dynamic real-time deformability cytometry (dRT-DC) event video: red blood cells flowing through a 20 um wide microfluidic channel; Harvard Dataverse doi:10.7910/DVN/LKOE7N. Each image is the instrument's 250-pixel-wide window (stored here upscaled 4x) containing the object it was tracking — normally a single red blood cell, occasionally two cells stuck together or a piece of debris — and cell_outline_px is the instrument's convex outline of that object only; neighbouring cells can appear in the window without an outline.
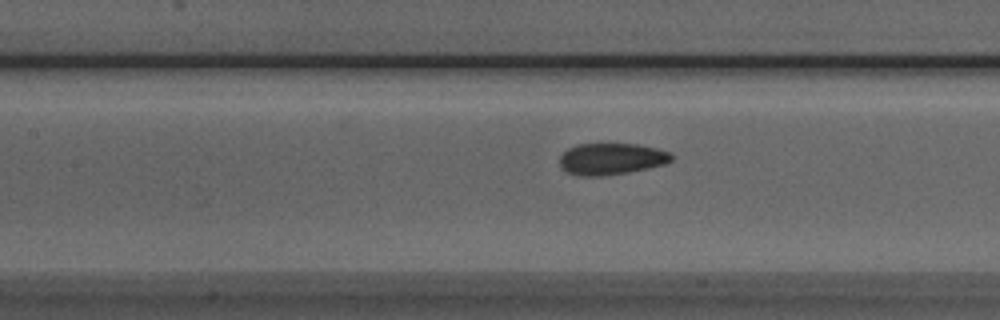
{"species": "Egyptian fruit bat (a non-hibernating species)", "species_latin": "Rousettus aegyptiacus", "temperature_condition": "room temperature", "stored_images_in_passage": 19, "camera_frame_rate_fps": 3000, "um_per_image_px": 0.085, "animal": {"sex": "male"}, "frame": {"image": 1, "passage_image": 16, "time_ms": 5.0, "image_size_px": [1000, 320], "cell_outline_px": [[672, 160], [664, 164], [648, 168], [628, 172], [600, 176], [576, 176], [560, 168], [560, 156], [568, 148], [576, 144], [636, 144], [656, 148], [668, 152], [672, 156]], "centroid_in_image_um": [51.92, 13.51], "position_along_channel_um": 155.5, "area_um2": 20.52}}